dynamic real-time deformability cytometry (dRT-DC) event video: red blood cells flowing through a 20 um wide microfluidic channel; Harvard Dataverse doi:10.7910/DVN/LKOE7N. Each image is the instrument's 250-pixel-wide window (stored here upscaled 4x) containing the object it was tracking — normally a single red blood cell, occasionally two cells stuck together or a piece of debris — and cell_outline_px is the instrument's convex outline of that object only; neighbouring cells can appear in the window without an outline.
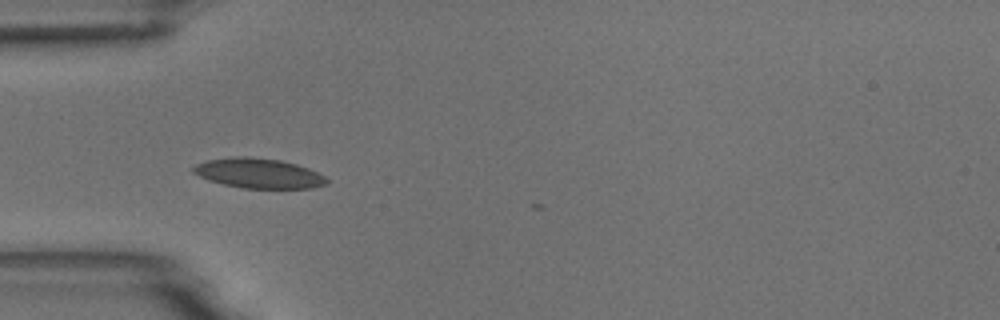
{"species": "common noctule bat (a hibernating species)", "species_latin": "Nyctalus noctula", "temperature_condition": "room temperature", "stored_images_in_passage": 14, "camera_frame_rate_fps": 3000, "um_per_image_px": 0.085, "animal": {"sex": "male", "body_mass_g": 18.8}, "frame": {"image": 1, "passage_image": 1, "time_ms": 0.0, "image_size_px": [1000, 320], "cell_outline_px": [[328, 184], [312, 188], [244, 188], [224, 184], [208, 180], [192, 172], [192, 168], [196, 164], [208, 160], [236, 156], [248, 156], [280, 160], [296, 164], [308, 168], [324, 176], [328, 180]], "centroid_in_image_um": [21.98, 14.72], "position_along_channel_um": 63.0, "area_um2": 23.12}}
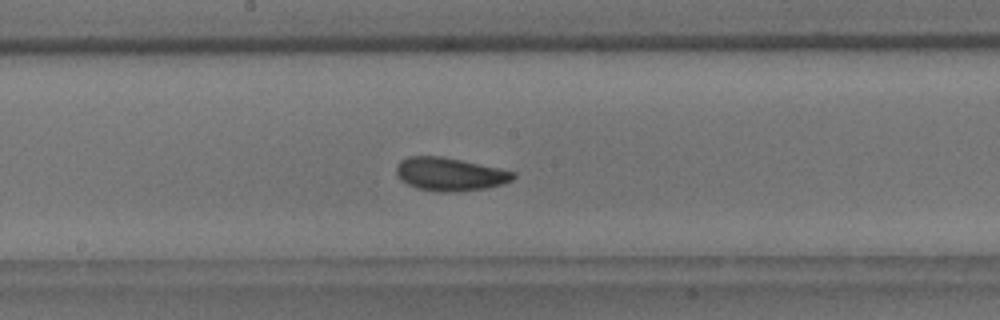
{"frame": {"image": 2, "passage_image": 13, "time_ms": 4.0, "image_size_px": [1000, 320], "cell_outline_px": [[516, 176], [512, 180], [504, 184], [484, 188], [448, 192], [436, 192], [416, 188], [400, 180], [396, 172], [396, 164], [400, 160], [408, 156], [440, 156], [460, 160], [516, 172]], "centroid_in_image_um": [38.2, 14.81], "position_along_channel_um": 210.0, "area_um2": 22.54}}